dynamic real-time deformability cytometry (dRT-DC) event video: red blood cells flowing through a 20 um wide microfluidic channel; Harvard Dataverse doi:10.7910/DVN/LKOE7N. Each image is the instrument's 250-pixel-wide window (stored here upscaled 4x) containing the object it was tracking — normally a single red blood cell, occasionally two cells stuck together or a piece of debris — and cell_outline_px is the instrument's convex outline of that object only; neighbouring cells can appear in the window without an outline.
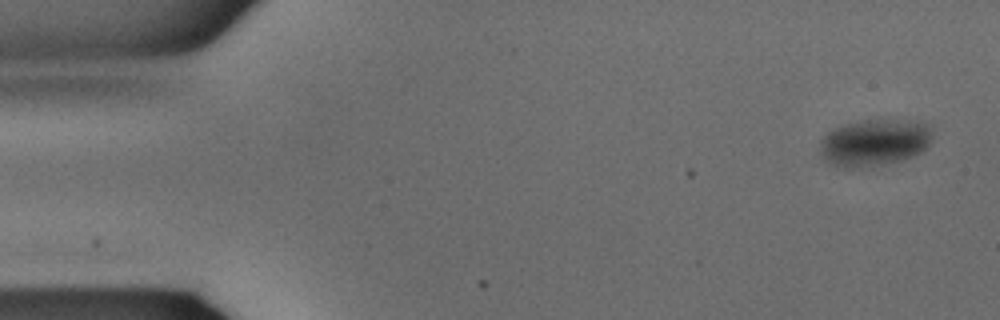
{"species": "common noctule bat (a hibernating species)", "species_latin": "Nyctalus noctula", "temperature_condition": "warm", "stored_images_in_passage": 3, "camera_frame_rate_fps": 3000, "um_per_image_px": 0.085, "animal": {"sex": "male", "body_mass_g": 15.6}, "frame": {"image": 1, "passage_image": 1, "time_ms": 0.0, "image_size_px": [1000, 320], "cell_outline_px": [[932, 136], [928, 144], [920, 152], [912, 156], [900, 160], [876, 164], [836, 164], [824, 160], [820, 152], [820, 140], [828, 132], [844, 124], [864, 120], [892, 116], [928, 124], [932, 128]], "centroid_in_image_um": [74.39, 12.0], "position_along_channel_um": 10.6, "area_um2": 30.23}}